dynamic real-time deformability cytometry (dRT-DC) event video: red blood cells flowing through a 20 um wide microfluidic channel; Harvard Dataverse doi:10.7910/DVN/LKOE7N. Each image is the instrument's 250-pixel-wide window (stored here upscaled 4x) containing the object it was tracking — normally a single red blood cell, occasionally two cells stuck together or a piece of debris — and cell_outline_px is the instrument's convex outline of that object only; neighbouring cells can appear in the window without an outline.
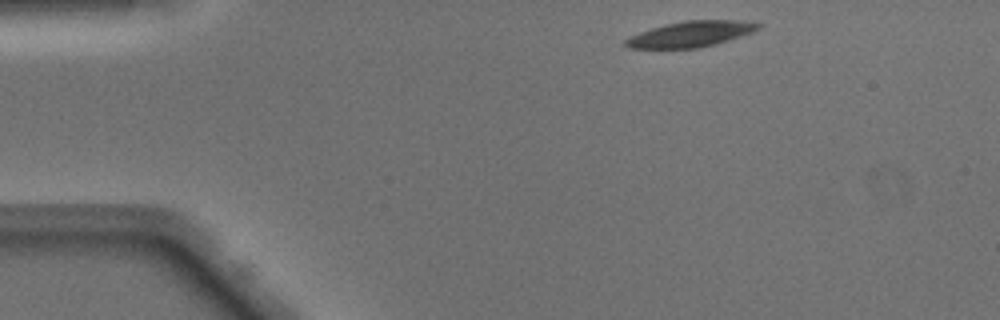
{"species": "Egyptian fruit bat (a non-hibernating species)", "species_latin": "Rousettus aegyptiacus", "temperature_condition": "warm", "stored_images_in_passage": 43, "camera_frame_rate_fps": 3000, "um_per_image_px": 0.085, "animal": {"sex": "male"}, "frame": {"image": 1, "passage_image": 1, "time_ms": 0.0, "image_size_px": [1000, 320], "cell_outline_px": [[760, 28], [752, 32], [716, 44], [700, 48], [628, 48], [620, 44], [624, 40], [640, 32], [652, 28], [684, 20], [736, 20], [760, 24]], "centroid_in_image_um": [58.67, 2.91], "position_along_channel_um": 26.3, "area_um2": 19.71}}
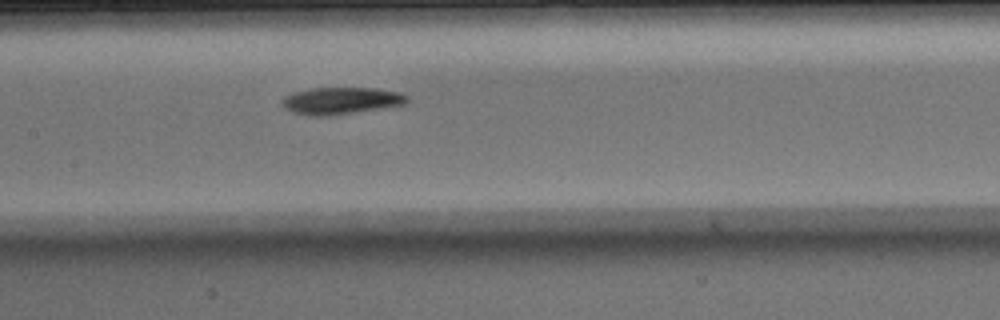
{"frame": {"image": 2, "passage_image": 17, "time_ms": 5.333, "image_size_px": [1000, 320], "cell_outline_px": [[408, 100], [404, 104], [384, 108], [328, 116], [312, 116], [292, 112], [284, 108], [280, 104], [280, 100], [284, 96], [292, 92], [312, 88], [376, 88], [400, 92], [408, 96]], "centroid_in_image_um": [28.94, 8.56], "position_along_channel_um": 178.5, "area_um2": 19.88}}
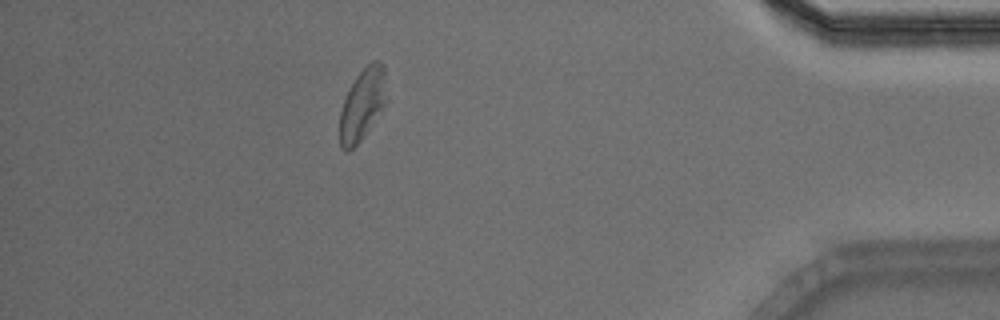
{"frame": {"image": 3, "passage_image": 37, "time_ms": 12.0, "image_size_px": [1000, 320], "cell_outline_px": [[384, 104], [360, 140], [348, 152], [344, 152], [340, 148], [340, 112], [348, 88], [356, 76], [372, 60], [380, 60], [384, 64]], "centroid_in_image_um": [30.75, 8.86], "position_along_channel_um": 404.5, "area_um2": 18.9}, "authors_computed_cell_mechanics": {"area_um2": 19.8832, "velocity_mm_per_s": 4.0589, "shape_relaxation_time_tau1_ms": 4.7166, "shape_relaxation_time_tau2_ms": null, "deformation_change_tau1": 0.1384, "deformation_change_tau2": null}}